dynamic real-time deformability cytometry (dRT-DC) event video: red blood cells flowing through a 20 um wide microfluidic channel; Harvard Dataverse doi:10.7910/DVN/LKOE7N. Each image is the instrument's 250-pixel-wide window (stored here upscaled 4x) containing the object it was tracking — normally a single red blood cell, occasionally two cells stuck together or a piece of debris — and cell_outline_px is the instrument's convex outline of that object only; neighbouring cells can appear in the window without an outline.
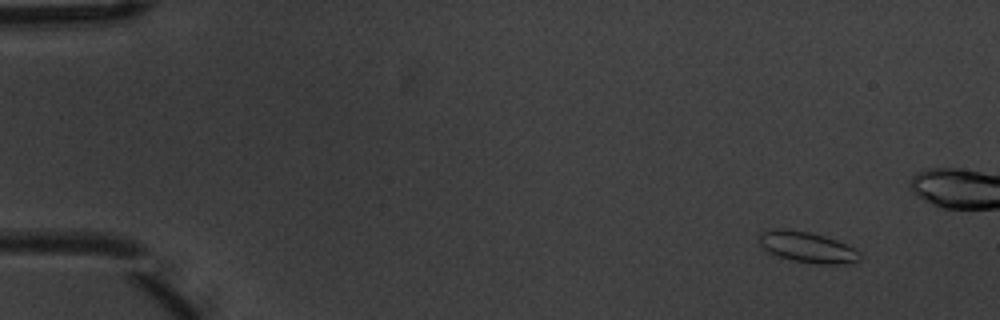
{"species": "common noctule bat (a hibernating species)", "species_latin": "Nyctalus noctula", "temperature_condition": "warm", "stored_images_in_passage": 6, "camera_frame_rate_fps": 3000, "um_per_image_px": 0.085, "animal": {"sex": "male", "body_mass_g": 20.1, "forearm_length_mm": 53.5}, "frame": {"image": 1, "passage_image": 2, "time_ms": 0.333, "image_size_px": [1000, 320], "cell_outline_px": [[864, 256], [860, 260], [844, 264], [816, 264], [792, 260], [768, 252], [760, 244], [760, 232], [772, 228], [780, 228], [808, 232], [824, 236], [836, 240], [860, 252]], "centroid_in_image_um": [68.63, 21.01], "position_along_channel_um": 16.4, "area_um2": 17.98}}